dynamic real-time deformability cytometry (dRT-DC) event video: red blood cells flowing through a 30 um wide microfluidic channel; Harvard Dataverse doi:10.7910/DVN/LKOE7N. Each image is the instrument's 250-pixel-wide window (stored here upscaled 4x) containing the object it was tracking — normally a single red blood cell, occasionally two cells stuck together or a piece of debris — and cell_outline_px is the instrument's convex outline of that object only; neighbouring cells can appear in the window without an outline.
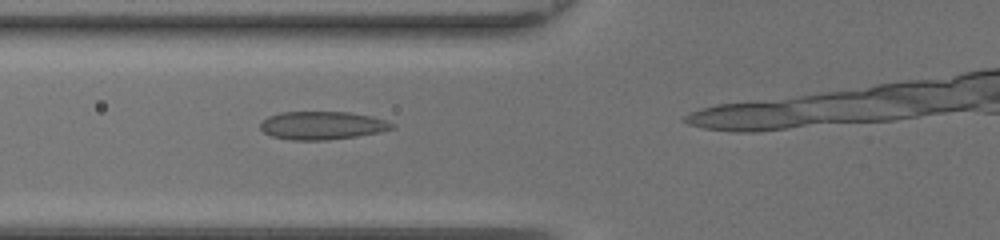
{"species": "common noctule bat (a hibernating species)", "species_latin": "Nyctalus noctula", "temperature_condition": "room temperature", "stored_images_in_passage": 12, "camera_frame_rate_fps": 3000, "um_per_image_px": 0.085, "animal": {"sex": "female", "body_mass_g": 20.0, "forearm_length_mm": 54.0}, "frame": {"image": 1, "passage_image": 9, "time_ms": 2.667, "image_size_px": [1000, 240], "cell_outline_px": [[396, 128], [380, 132], [356, 136], [328, 140], [292, 140], [272, 136], [264, 132], [260, 128], [260, 124], [268, 116], [280, 112], [348, 112], [372, 116], [396, 124]], "centroid_in_image_um": [27.41, 10.66], "position_along_channel_um": 98.4, "area_um2": 21.62}}